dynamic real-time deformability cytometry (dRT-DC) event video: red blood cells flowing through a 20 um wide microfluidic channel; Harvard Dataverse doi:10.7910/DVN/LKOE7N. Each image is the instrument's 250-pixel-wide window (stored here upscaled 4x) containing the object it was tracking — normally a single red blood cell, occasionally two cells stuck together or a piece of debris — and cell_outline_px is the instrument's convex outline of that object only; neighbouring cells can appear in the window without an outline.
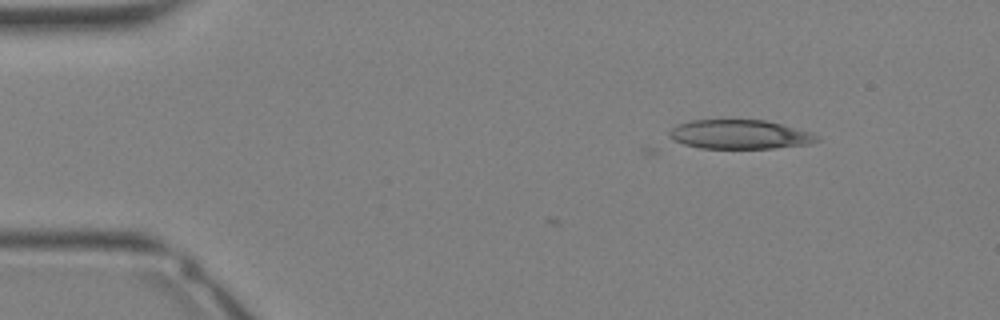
{"species": "Egyptian fruit bat (a non-hibernating species)", "species_latin": "Rousettus aegyptiacus", "temperature_condition": "warm", "stored_images_in_passage": 2, "camera_frame_rate_fps": 3000, "um_per_image_px": 0.085, "animal": {"sex": "female"}, "frame": {"image": 1, "passage_image": 2, "time_ms": 0.333, "image_size_px": [1000, 320], "cell_outline_px": [[820, 140], [812, 144], [776, 148], [700, 148], [684, 144], [668, 136], [668, 132], [676, 124], [692, 120], [764, 120], [812, 132], [820, 136]], "centroid_in_image_um": [62.92, 11.43], "position_along_channel_um": 22.1, "area_um2": 25.14}}